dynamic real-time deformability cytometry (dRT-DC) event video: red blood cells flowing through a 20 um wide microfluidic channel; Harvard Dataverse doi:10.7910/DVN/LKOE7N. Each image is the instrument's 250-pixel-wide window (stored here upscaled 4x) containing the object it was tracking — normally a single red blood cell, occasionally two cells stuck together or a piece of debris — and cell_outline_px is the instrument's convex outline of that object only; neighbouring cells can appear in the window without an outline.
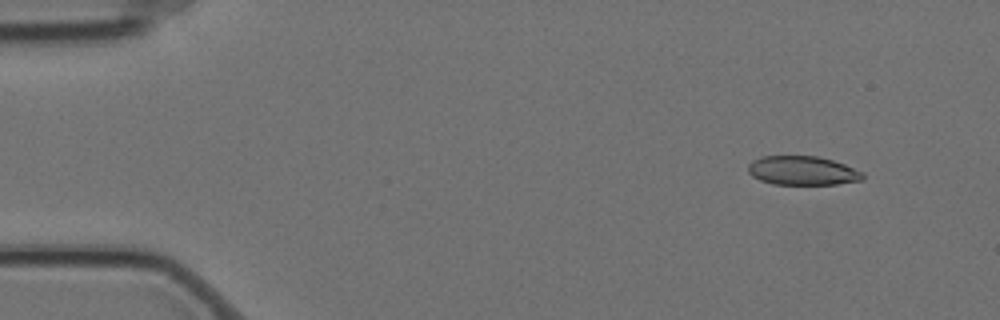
{"species": "Egyptian fruit bat (a non-hibernating species)", "species_latin": "Rousettus aegyptiacus", "temperature_condition": "cold", "stored_images_in_passage": 5, "camera_frame_rate_fps": 3000, "um_per_image_px": 0.085, "animal": {"sex": "female"}, "frame": {"image": 1, "passage_image": 1, "time_ms": 0.0, "image_size_px": [1000, 320], "cell_outline_px": [[864, 180], [836, 184], [772, 184], [760, 180], [752, 176], [748, 172], [748, 164], [752, 160], [764, 156], [816, 156], [832, 160], [844, 164], [864, 172]], "centroid_in_image_um": [68.22, 14.5], "position_along_channel_um": 16.8, "area_um2": 19.42}}
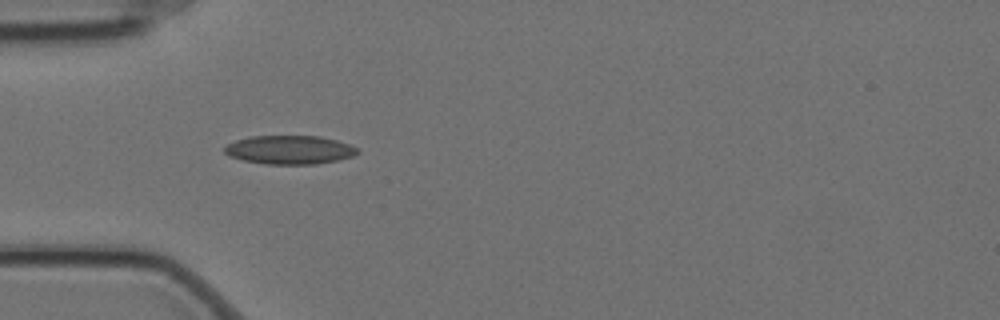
{"frame": {"image": 2, "passage_image": 4, "time_ms": 1.0, "image_size_px": [1000, 320], "cell_outline_px": [[360, 152], [352, 156], [336, 160], [316, 164], [264, 164], [244, 160], [228, 156], [224, 152], [224, 148], [228, 144], [236, 140], [248, 136], [320, 136], [336, 140], [348, 144], [356, 148]], "centroid_in_image_um": [24.58, 12.73], "position_along_channel_um": 60.4, "area_um2": 22.14}}
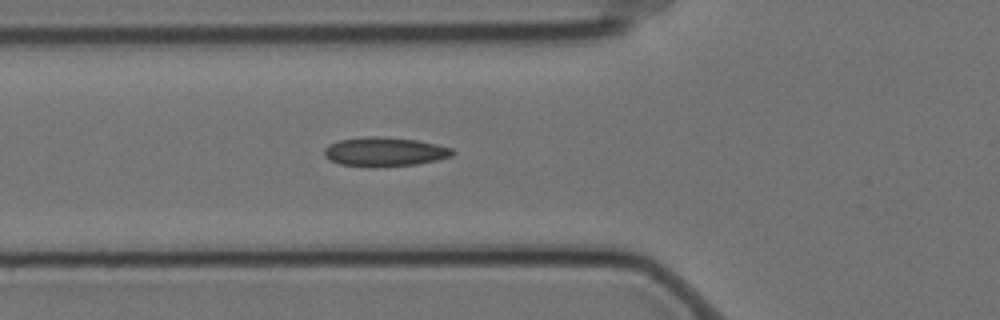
{"frame": {"image": 3, "passage_image": 5, "time_ms": 1.333, "image_size_px": [1000, 320], "cell_outline_px": [[456, 152], [452, 156], [436, 160], [416, 164], [340, 164], [328, 160], [324, 156], [324, 148], [328, 144], [340, 140], [372, 136], [376, 136], [416, 140], [436, 144], [452, 148]], "centroid_in_image_um": [32.7, 12.86], "position_along_channel_um": 93.1, "area_um2": 20.81}}